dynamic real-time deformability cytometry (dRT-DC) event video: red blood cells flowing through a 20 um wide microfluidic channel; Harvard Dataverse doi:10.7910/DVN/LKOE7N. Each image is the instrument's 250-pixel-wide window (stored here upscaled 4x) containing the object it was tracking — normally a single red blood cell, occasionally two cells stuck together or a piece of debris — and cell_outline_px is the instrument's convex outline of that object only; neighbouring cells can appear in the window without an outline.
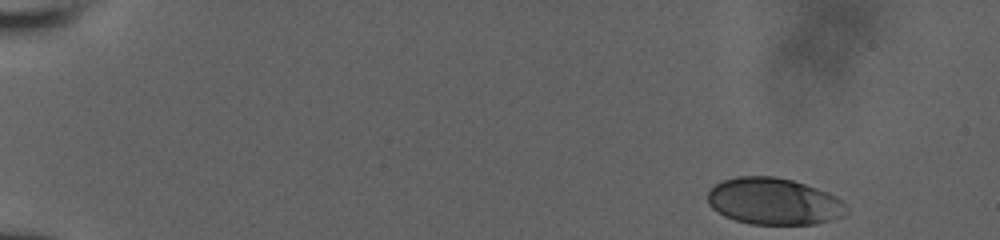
{"species": "human", "species_latin": "Homo sapiens", "temperature_condition": "room temperature", "stored_images_in_passage": 46, "camera_frame_rate_fps": 3000, "um_per_image_px": 0.085, "donor": {"sex": "male"}, "frame": {"image": 1, "passage_image": 1, "time_ms": 0.0, "image_size_px": [1000, 240], "cell_outline_px": [[848, 212], [840, 216], [816, 224], [752, 224], [736, 220], [724, 216], [712, 208], [708, 204], [708, 192], [716, 184], [724, 180], [736, 176], [776, 176], [792, 180], [828, 192], [836, 196], [848, 208]], "centroid_in_image_um": [65.76, 17.11], "position_along_channel_um": 19.2, "area_um2": 37.63}}
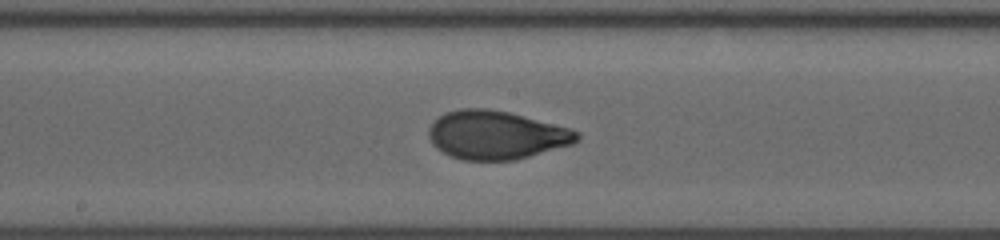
{"frame": {"image": 2, "passage_image": 27, "time_ms": 8.667, "image_size_px": [1000, 240], "cell_outline_px": [[580, 140], [572, 144], [516, 160], [460, 160], [436, 148], [432, 144], [428, 136], [428, 128], [444, 112], [460, 108], [484, 108], [508, 112], [572, 128], [580, 132]], "centroid_in_image_um": [42.19, 11.47], "position_along_channel_um": 206.0, "area_um2": 42.02}}
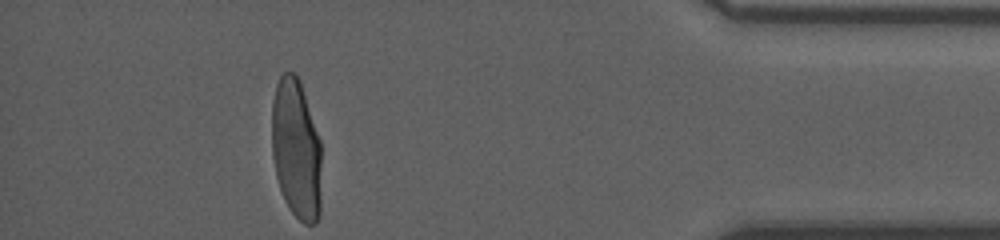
{"frame": {"image": 3, "passage_image": 46, "time_ms": 15.0, "image_size_px": [1000, 240], "cell_outline_px": [[320, 216], [312, 224], [304, 224], [288, 208], [284, 200], [276, 176], [272, 156], [272, 100], [276, 84], [280, 76], [284, 72], [292, 72], [300, 80], [320, 140]], "centroid_in_image_um": [25.16, 12.68], "position_along_channel_um": 410.0, "area_um2": 40.63}, "authors_computed_cell_mechanics": {"area_um2": 40.4889, "velocity_mm_per_s": 3.8798, "shape_relaxation_time_tau1_ms": 4.3845, "shape_relaxation_time_tau2_ms": null, "deformation_change_tau1": 0.193, "deformation_change_tau2": null}}